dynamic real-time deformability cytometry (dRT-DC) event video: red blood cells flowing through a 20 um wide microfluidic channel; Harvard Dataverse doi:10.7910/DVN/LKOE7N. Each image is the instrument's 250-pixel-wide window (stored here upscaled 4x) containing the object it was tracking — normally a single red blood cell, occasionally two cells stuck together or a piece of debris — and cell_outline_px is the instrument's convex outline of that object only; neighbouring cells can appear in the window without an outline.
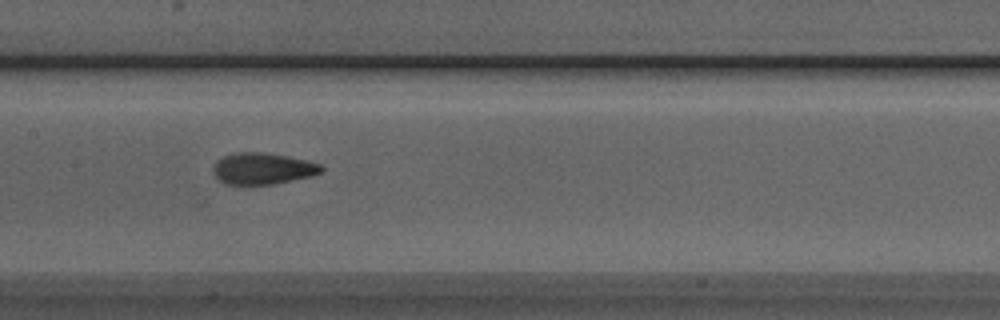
{"species": "Egyptian fruit bat (a non-hibernating species)", "species_latin": "Rousettus aegyptiacus", "temperature_condition": "room temperature", "stored_images_in_passage": 16, "camera_frame_rate_fps": 3000, "um_per_image_px": 0.085, "animal": {"sex": "male"}, "frame": {"image": 1, "passage_image": 11, "time_ms": 3.333, "image_size_px": [1000, 320], "cell_outline_px": [[324, 168], [320, 172], [312, 176], [272, 184], [224, 184], [212, 172], [212, 168], [216, 160], [224, 156], [236, 152], [260, 152], [288, 156], [320, 164]], "centroid_in_image_um": [22.29, 14.32], "position_along_channel_um": 185.1, "area_um2": 19.71}}
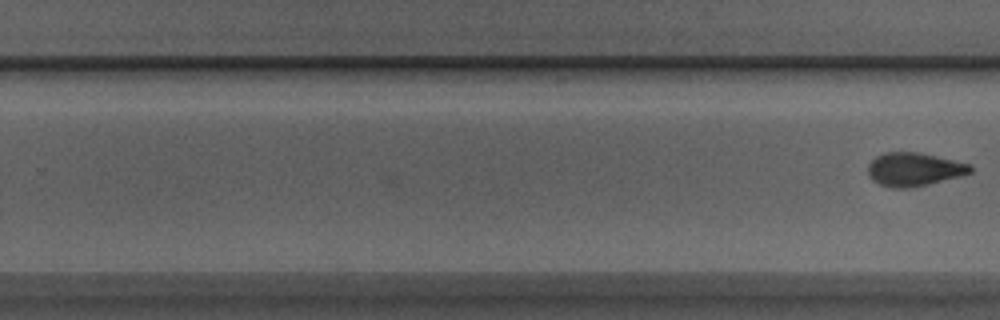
{"frame": {"image": 2, "passage_image": 16, "time_ms": 5.0, "image_size_px": [1000, 320], "cell_outline_px": [[972, 172], [960, 176], [928, 184], [908, 188], [892, 188], [880, 184], [872, 180], [868, 176], [868, 164], [876, 156], [888, 152], [920, 152], [972, 164]], "centroid_in_image_um": [77.7, 14.39], "position_along_channel_um": 252.1, "area_um2": 20.0}}